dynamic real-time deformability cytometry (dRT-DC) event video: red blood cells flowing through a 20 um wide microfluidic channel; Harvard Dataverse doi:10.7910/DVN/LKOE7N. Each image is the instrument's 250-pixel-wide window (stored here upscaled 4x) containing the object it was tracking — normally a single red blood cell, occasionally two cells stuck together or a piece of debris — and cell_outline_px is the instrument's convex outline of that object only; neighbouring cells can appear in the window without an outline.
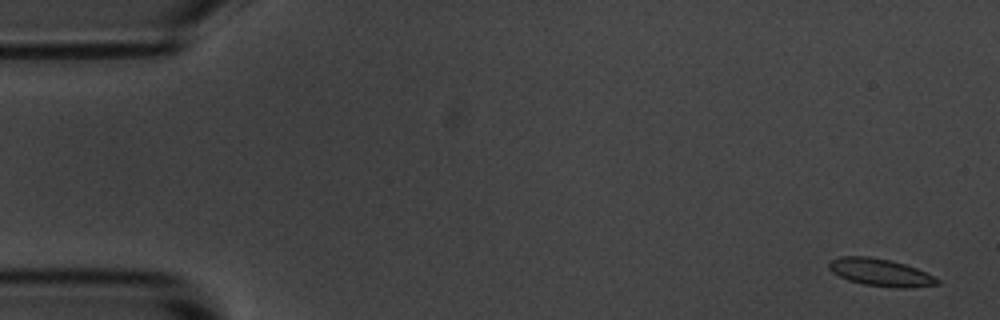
{"species": "common noctule bat (a hibernating species)", "species_latin": "Nyctalus noctula", "temperature_condition": "room temperature", "stored_images_in_passage": 56, "camera_frame_rate_fps": 3000, "um_per_image_px": 0.085, "animal": {"sex": "male", "body_mass_g": 20.1, "forearm_length_mm": 53.5}, "frame": {"image": 1, "passage_image": 2, "time_ms": 0.333, "image_size_px": [1000, 320], "cell_outline_px": [[940, 284], [912, 288], [900, 288], [864, 284], [848, 280], [832, 272], [828, 268], [828, 260], [840, 256], [868, 256], [888, 260], [904, 264], [916, 268], [940, 280]], "centroid_in_image_um": [74.81, 23.15], "position_along_channel_um": 10.2, "area_um2": 17.22}}
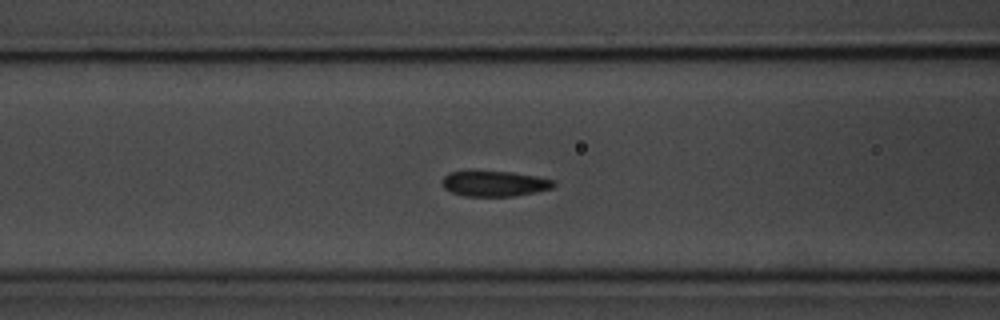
{"frame": {"image": 2, "passage_image": 22, "time_ms": 7.0, "image_size_px": [1000, 320], "cell_outline_px": [[556, 184], [552, 188], [536, 192], [516, 196], [464, 196], [452, 192], [444, 188], [440, 184], [444, 176], [452, 172], [512, 172], [536, 176], [556, 180]], "centroid_in_image_um": [42.07, 15.62], "position_along_channel_um": 124.5, "area_um2": 16.47}}
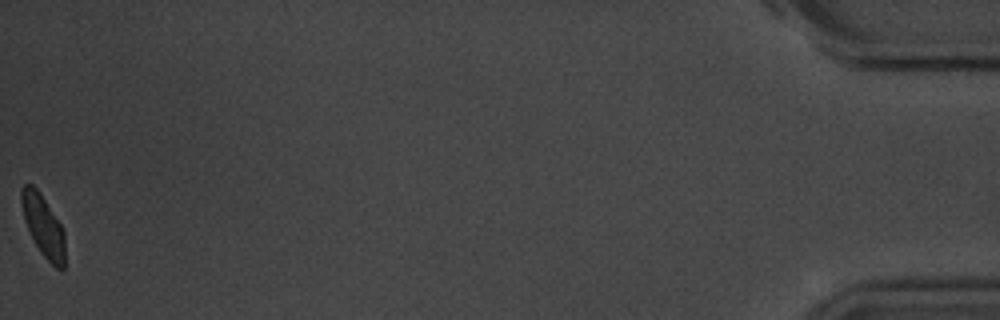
{"frame": {"image": 3, "passage_image": 56, "time_ms": 18.333, "image_size_px": [1000, 320], "cell_outline_px": [[64, 268], [56, 268], [40, 252], [24, 220], [20, 200], [20, 192], [24, 184], [32, 184], [36, 188], [60, 224], [64, 232]], "centroid_in_image_um": [3.65, 19.18], "position_along_channel_um": 431.5, "area_um2": 15.14}, "authors_computed_cell_mechanics": {"area_um2": 16.8776, "velocity_mm_per_s": 3.5881, "shape_relaxation_time_tau1_ms": null, "shape_relaxation_time_tau2_ms": 1.4844, "deformation_change_tau1": null, "deformation_change_tau2": 0.0582}}